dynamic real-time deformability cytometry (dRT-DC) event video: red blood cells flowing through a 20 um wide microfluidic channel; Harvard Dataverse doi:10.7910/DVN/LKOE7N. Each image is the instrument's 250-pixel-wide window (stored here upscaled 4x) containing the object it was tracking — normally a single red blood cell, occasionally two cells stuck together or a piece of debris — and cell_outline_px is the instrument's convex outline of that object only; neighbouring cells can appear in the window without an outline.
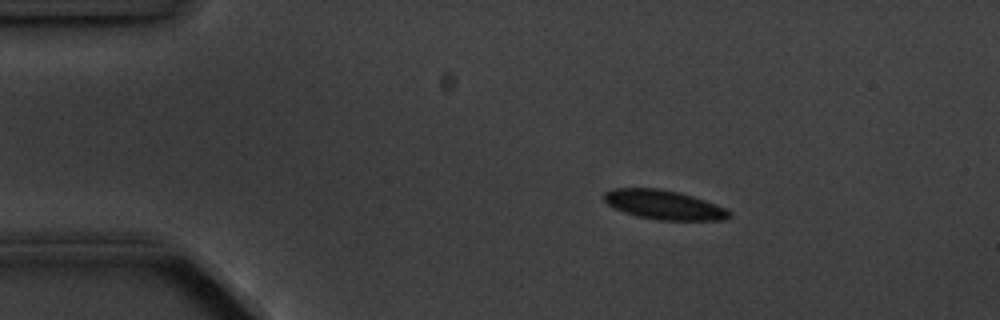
{"species": "common noctule bat (a hibernating species)", "species_latin": "Nyctalus noctula", "temperature_condition": "cold", "stored_images_in_passage": 4, "camera_frame_rate_fps": 3000, "um_per_image_px": 0.085, "animal": {"sex": "male", "body_mass_g": 20.1, "forearm_length_mm": 53.5}, "frame": {"image": 1, "passage_image": 2, "time_ms": 1.0, "image_size_px": [1000, 320], "cell_outline_px": [[732, 216], [724, 220], [656, 220], [636, 216], [624, 212], [608, 204], [604, 200], [604, 192], [612, 188], [660, 188], [680, 192], [716, 204], [732, 212]], "centroid_in_image_um": [56.44, 17.41], "position_along_channel_um": 28.6, "area_um2": 21.44}}
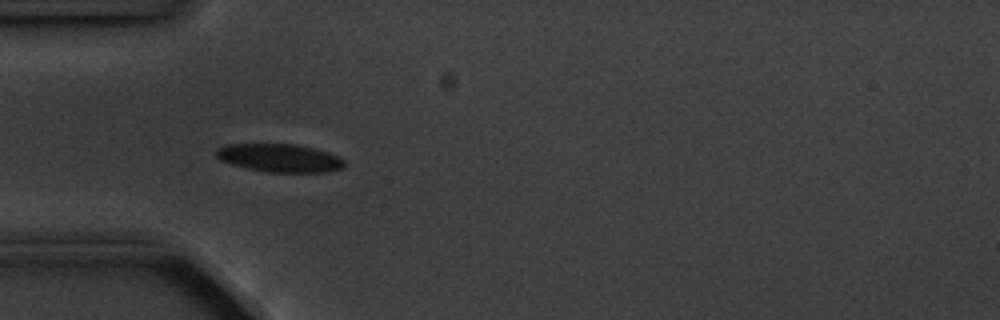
{"frame": {"image": 2, "passage_image": 4, "time_ms": 3.333, "image_size_px": [1000, 320], "cell_outline_px": [[344, 168], [324, 172], [268, 172], [248, 168], [232, 164], [220, 160], [216, 156], [216, 148], [228, 144], [296, 144], [328, 152], [340, 156], [344, 160]], "centroid_in_image_um": [23.78, 13.42], "position_along_channel_um": 61.2, "area_um2": 20.98}}